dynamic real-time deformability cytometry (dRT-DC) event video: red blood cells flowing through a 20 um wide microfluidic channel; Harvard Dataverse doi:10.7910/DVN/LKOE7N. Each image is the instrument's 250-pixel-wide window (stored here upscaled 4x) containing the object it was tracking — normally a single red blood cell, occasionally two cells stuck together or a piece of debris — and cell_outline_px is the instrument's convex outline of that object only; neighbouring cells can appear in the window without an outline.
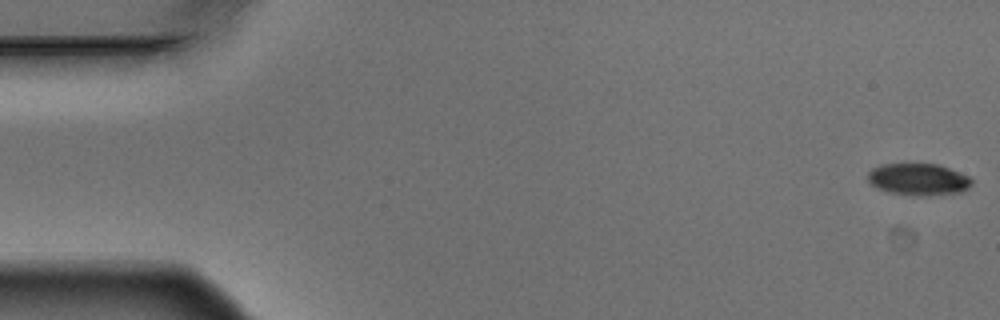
{"species": "Egyptian fruit bat (a non-hibernating species)", "species_latin": "Rousettus aegyptiacus", "temperature_condition": "warm", "stored_images_in_passage": 5, "camera_frame_rate_fps": 3000, "um_per_image_px": 0.085, "animal": {"sex": "male"}, "frame": {"image": 1, "passage_image": 1, "time_ms": 0.0, "image_size_px": [1000, 320], "cell_outline_px": [[972, 184], [968, 188], [960, 192], [928, 196], [920, 196], [888, 192], [872, 184], [868, 180], [868, 172], [872, 168], [880, 164], [904, 160], [940, 164], [968, 176], [972, 180]], "centroid_in_image_um": [78.04, 15.18], "position_along_channel_um": 7.0, "area_um2": 20.11}}
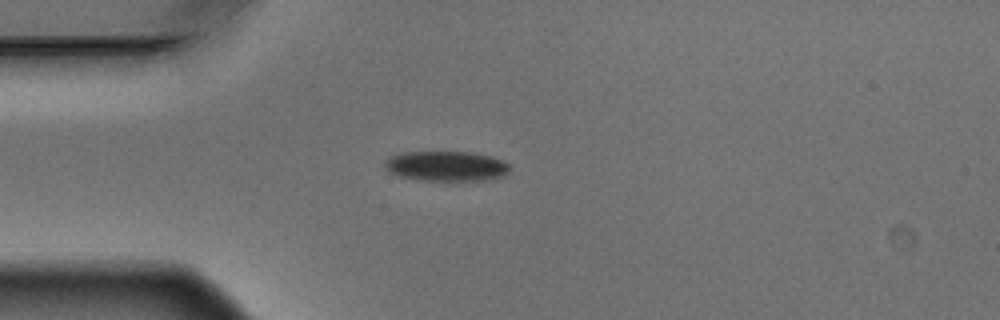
{"frame": {"image": 2, "passage_image": 5, "time_ms": 1.333, "image_size_px": [1000, 320], "cell_outline_px": [[512, 168], [504, 176], [484, 180], [420, 180], [400, 176], [388, 172], [384, 168], [384, 160], [400, 152], [468, 152], [488, 156], [500, 160], [508, 164]], "centroid_in_image_um": [37.89, 14.12], "position_along_channel_um": 47.1, "area_um2": 21.79}}